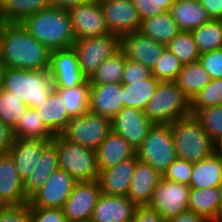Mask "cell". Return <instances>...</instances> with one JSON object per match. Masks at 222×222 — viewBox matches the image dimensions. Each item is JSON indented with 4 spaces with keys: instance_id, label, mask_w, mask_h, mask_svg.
I'll return each instance as SVG.
<instances>
[{
    "instance_id": "6da1fadb",
    "label": "cell",
    "mask_w": 222,
    "mask_h": 222,
    "mask_svg": "<svg viewBox=\"0 0 222 222\" xmlns=\"http://www.w3.org/2000/svg\"><path fill=\"white\" fill-rule=\"evenodd\" d=\"M50 52L21 23L0 22V62L6 68L48 70Z\"/></svg>"
},
{
    "instance_id": "7a4b0ae2",
    "label": "cell",
    "mask_w": 222,
    "mask_h": 222,
    "mask_svg": "<svg viewBox=\"0 0 222 222\" xmlns=\"http://www.w3.org/2000/svg\"><path fill=\"white\" fill-rule=\"evenodd\" d=\"M21 24L50 51L71 48L76 41L68 10L51 6L28 16Z\"/></svg>"
},
{
    "instance_id": "3957f363",
    "label": "cell",
    "mask_w": 222,
    "mask_h": 222,
    "mask_svg": "<svg viewBox=\"0 0 222 222\" xmlns=\"http://www.w3.org/2000/svg\"><path fill=\"white\" fill-rule=\"evenodd\" d=\"M177 157L195 163L217 151V145L194 115L170 123Z\"/></svg>"
},
{
    "instance_id": "277c9868",
    "label": "cell",
    "mask_w": 222,
    "mask_h": 222,
    "mask_svg": "<svg viewBox=\"0 0 222 222\" xmlns=\"http://www.w3.org/2000/svg\"><path fill=\"white\" fill-rule=\"evenodd\" d=\"M3 89L20 97L28 108L36 109L54 89L49 70L5 68Z\"/></svg>"
},
{
    "instance_id": "5b68a950",
    "label": "cell",
    "mask_w": 222,
    "mask_h": 222,
    "mask_svg": "<svg viewBox=\"0 0 222 222\" xmlns=\"http://www.w3.org/2000/svg\"><path fill=\"white\" fill-rule=\"evenodd\" d=\"M153 124H170L191 116L190 100L175 81L160 82L144 109Z\"/></svg>"
},
{
    "instance_id": "8992f818",
    "label": "cell",
    "mask_w": 222,
    "mask_h": 222,
    "mask_svg": "<svg viewBox=\"0 0 222 222\" xmlns=\"http://www.w3.org/2000/svg\"><path fill=\"white\" fill-rule=\"evenodd\" d=\"M52 142L57 147L59 169L65 170L77 182L98 179L99 168L96 151L55 135Z\"/></svg>"
},
{
    "instance_id": "52a82bcc",
    "label": "cell",
    "mask_w": 222,
    "mask_h": 222,
    "mask_svg": "<svg viewBox=\"0 0 222 222\" xmlns=\"http://www.w3.org/2000/svg\"><path fill=\"white\" fill-rule=\"evenodd\" d=\"M135 152L138 160L149 164L163 175L170 164L178 158L170 124H153Z\"/></svg>"
},
{
    "instance_id": "ba28073f",
    "label": "cell",
    "mask_w": 222,
    "mask_h": 222,
    "mask_svg": "<svg viewBox=\"0 0 222 222\" xmlns=\"http://www.w3.org/2000/svg\"><path fill=\"white\" fill-rule=\"evenodd\" d=\"M72 47L76 51L79 68L89 79L107 58L120 49V38L109 32L76 40Z\"/></svg>"
},
{
    "instance_id": "9c48e42d",
    "label": "cell",
    "mask_w": 222,
    "mask_h": 222,
    "mask_svg": "<svg viewBox=\"0 0 222 222\" xmlns=\"http://www.w3.org/2000/svg\"><path fill=\"white\" fill-rule=\"evenodd\" d=\"M111 131V119L89 111L72 118L61 135L71 142L96 150Z\"/></svg>"
},
{
    "instance_id": "30bf717a",
    "label": "cell",
    "mask_w": 222,
    "mask_h": 222,
    "mask_svg": "<svg viewBox=\"0 0 222 222\" xmlns=\"http://www.w3.org/2000/svg\"><path fill=\"white\" fill-rule=\"evenodd\" d=\"M189 192L190 186L161 177L149 205L167 220L188 209Z\"/></svg>"
},
{
    "instance_id": "8fae6325",
    "label": "cell",
    "mask_w": 222,
    "mask_h": 222,
    "mask_svg": "<svg viewBox=\"0 0 222 222\" xmlns=\"http://www.w3.org/2000/svg\"><path fill=\"white\" fill-rule=\"evenodd\" d=\"M101 193L98 179L76 182L62 208L66 221L82 222L91 220Z\"/></svg>"
},
{
    "instance_id": "7c38bea8",
    "label": "cell",
    "mask_w": 222,
    "mask_h": 222,
    "mask_svg": "<svg viewBox=\"0 0 222 222\" xmlns=\"http://www.w3.org/2000/svg\"><path fill=\"white\" fill-rule=\"evenodd\" d=\"M104 22L110 33L119 38L140 30L141 19L132 0H99Z\"/></svg>"
},
{
    "instance_id": "4fadbf2b",
    "label": "cell",
    "mask_w": 222,
    "mask_h": 222,
    "mask_svg": "<svg viewBox=\"0 0 222 222\" xmlns=\"http://www.w3.org/2000/svg\"><path fill=\"white\" fill-rule=\"evenodd\" d=\"M48 70L52 76L54 88H72L88 80L79 68L77 54L73 47L52 50Z\"/></svg>"
},
{
    "instance_id": "5bb4252c",
    "label": "cell",
    "mask_w": 222,
    "mask_h": 222,
    "mask_svg": "<svg viewBox=\"0 0 222 222\" xmlns=\"http://www.w3.org/2000/svg\"><path fill=\"white\" fill-rule=\"evenodd\" d=\"M76 182L65 170H55L43 187L29 200L30 207L62 209Z\"/></svg>"
},
{
    "instance_id": "9a60e30c",
    "label": "cell",
    "mask_w": 222,
    "mask_h": 222,
    "mask_svg": "<svg viewBox=\"0 0 222 222\" xmlns=\"http://www.w3.org/2000/svg\"><path fill=\"white\" fill-rule=\"evenodd\" d=\"M152 125L144 110L132 107H123L112 119V130L121 135L135 151L143 143Z\"/></svg>"
},
{
    "instance_id": "2e32d148",
    "label": "cell",
    "mask_w": 222,
    "mask_h": 222,
    "mask_svg": "<svg viewBox=\"0 0 222 222\" xmlns=\"http://www.w3.org/2000/svg\"><path fill=\"white\" fill-rule=\"evenodd\" d=\"M68 13L76 40L109 33L99 0L73 7Z\"/></svg>"
},
{
    "instance_id": "e0dca14e",
    "label": "cell",
    "mask_w": 222,
    "mask_h": 222,
    "mask_svg": "<svg viewBox=\"0 0 222 222\" xmlns=\"http://www.w3.org/2000/svg\"><path fill=\"white\" fill-rule=\"evenodd\" d=\"M165 48V45L152 40L139 30L120 38V49L126 58L142 63L151 71L155 68Z\"/></svg>"
},
{
    "instance_id": "ac0fdd59",
    "label": "cell",
    "mask_w": 222,
    "mask_h": 222,
    "mask_svg": "<svg viewBox=\"0 0 222 222\" xmlns=\"http://www.w3.org/2000/svg\"><path fill=\"white\" fill-rule=\"evenodd\" d=\"M52 139L14 138L8 153L15 162L20 180L24 183L32 174L45 147Z\"/></svg>"
},
{
    "instance_id": "d6986e66",
    "label": "cell",
    "mask_w": 222,
    "mask_h": 222,
    "mask_svg": "<svg viewBox=\"0 0 222 222\" xmlns=\"http://www.w3.org/2000/svg\"><path fill=\"white\" fill-rule=\"evenodd\" d=\"M0 202L3 206L29 203L25 197L24 183L20 180L9 153L0 154Z\"/></svg>"
},
{
    "instance_id": "ffe728a7",
    "label": "cell",
    "mask_w": 222,
    "mask_h": 222,
    "mask_svg": "<svg viewBox=\"0 0 222 222\" xmlns=\"http://www.w3.org/2000/svg\"><path fill=\"white\" fill-rule=\"evenodd\" d=\"M136 205L127 196L101 193L91 217L92 222H133Z\"/></svg>"
},
{
    "instance_id": "44dd1931",
    "label": "cell",
    "mask_w": 222,
    "mask_h": 222,
    "mask_svg": "<svg viewBox=\"0 0 222 222\" xmlns=\"http://www.w3.org/2000/svg\"><path fill=\"white\" fill-rule=\"evenodd\" d=\"M123 107L122 83L90 85V112L112 120Z\"/></svg>"
},
{
    "instance_id": "7402d4cb",
    "label": "cell",
    "mask_w": 222,
    "mask_h": 222,
    "mask_svg": "<svg viewBox=\"0 0 222 222\" xmlns=\"http://www.w3.org/2000/svg\"><path fill=\"white\" fill-rule=\"evenodd\" d=\"M135 168V155L117 165L99 170L101 192L107 195L127 196Z\"/></svg>"
},
{
    "instance_id": "603a6c76",
    "label": "cell",
    "mask_w": 222,
    "mask_h": 222,
    "mask_svg": "<svg viewBox=\"0 0 222 222\" xmlns=\"http://www.w3.org/2000/svg\"><path fill=\"white\" fill-rule=\"evenodd\" d=\"M161 177L162 175L154 170L152 166L138 160L135 154V168L127 197L135 205L149 204L155 186Z\"/></svg>"
},
{
    "instance_id": "cb8c5ba5",
    "label": "cell",
    "mask_w": 222,
    "mask_h": 222,
    "mask_svg": "<svg viewBox=\"0 0 222 222\" xmlns=\"http://www.w3.org/2000/svg\"><path fill=\"white\" fill-rule=\"evenodd\" d=\"M95 151L99 170L113 167L136 154L128 142L113 130Z\"/></svg>"
},
{
    "instance_id": "d4e9b609",
    "label": "cell",
    "mask_w": 222,
    "mask_h": 222,
    "mask_svg": "<svg viewBox=\"0 0 222 222\" xmlns=\"http://www.w3.org/2000/svg\"><path fill=\"white\" fill-rule=\"evenodd\" d=\"M59 169L56 145L51 141L42 155L30 177L24 182L25 197L29 201L44 185L55 170Z\"/></svg>"
},
{
    "instance_id": "484cf974",
    "label": "cell",
    "mask_w": 222,
    "mask_h": 222,
    "mask_svg": "<svg viewBox=\"0 0 222 222\" xmlns=\"http://www.w3.org/2000/svg\"><path fill=\"white\" fill-rule=\"evenodd\" d=\"M188 210L196 212L209 222H222V202L219 187L190 188Z\"/></svg>"
},
{
    "instance_id": "4316f807",
    "label": "cell",
    "mask_w": 222,
    "mask_h": 222,
    "mask_svg": "<svg viewBox=\"0 0 222 222\" xmlns=\"http://www.w3.org/2000/svg\"><path fill=\"white\" fill-rule=\"evenodd\" d=\"M222 182V154L217 150L209 157L193 163L191 189L219 187Z\"/></svg>"
},
{
    "instance_id": "83f0119b",
    "label": "cell",
    "mask_w": 222,
    "mask_h": 222,
    "mask_svg": "<svg viewBox=\"0 0 222 222\" xmlns=\"http://www.w3.org/2000/svg\"><path fill=\"white\" fill-rule=\"evenodd\" d=\"M170 13L180 31H192L211 20L199 0H176Z\"/></svg>"
},
{
    "instance_id": "f1b7e54d",
    "label": "cell",
    "mask_w": 222,
    "mask_h": 222,
    "mask_svg": "<svg viewBox=\"0 0 222 222\" xmlns=\"http://www.w3.org/2000/svg\"><path fill=\"white\" fill-rule=\"evenodd\" d=\"M35 110L54 135L61 134L72 119L67 113L62 97L54 89Z\"/></svg>"
},
{
    "instance_id": "f546056e",
    "label": "cell",
    "mask_w": 222,
    "mask_h": 222,
    "mask_svg": "<svg viewBox=\"0 0 222 222\" xmlns=\"http://www.w3.org/2000/svg\"><path fill=\"white\" fill-rule=\"evenodd\" d=\"M51 6V0H0V22L21 23L28 16Z\"/></svg>"
},
{
    "instance_id": "4dcf8cb0",
    "label": "cell",
    "mask_w": 222,
    "mask_h": 222,
    "mask_svg": "<svg viewBox=\"0 0 222 222\" xmlns=\"http://www.w3.org/2000/svg\"><path fill=\"white\" fill-rule=\"evenodd\" d=\"M139 31L165 46L180 32L170 11L142 20Z\"/></svg>"
},
{
    "instance_id": "1f68e13d",
    "label": "cell",
    "mask_w": 222,
    "mask_h": 222,
    "mask_svg": "<svg viewBox=\"0 0 222 222\" xmlns=\"http://www.w3.org/2000/svg\"><path fill=\"white\" fill-rule=\"evenodd\" d=\"M211 81L200 61L184 64L175 82L191 101Z\"/></svg>"
},
{
    "instance_id": "d6a6232c",
    "label": "cell",
    "mask_w": 222,
    "mask_h": 222,
    "mask_svg": "<svg viewBox=\"0 0 222 222\" xmlns=\"http://www.w3.org/2000/svg\"><path fill=\"white\" fill-rule=\"evenodd\" d=\"M126 55L119 49L107 58L88 79L90 85L121 84Z\"/></svg>"
},
{
    "instance_id": "836d02e7",
    "label": "cell",
    "mask_w": 222,
    "mask_h": 222,
    "mask_svg": "<svg viewBox=\"0 0 222 222\" xmlns=\"http://www.w3.org/2000/svg\"><path fill=\"white\" fill-rule=\"evenodd\" d=\"M160 81L153 75L146 80L123 84L124 107L144 110L149 99L154 95Z\"/></svg>"
},
{
    "instance_id": "e575fe53",
    "label": "cell",
    "mask_w": 222,
    "mask_h": 222,
    "mask_svg": "<svg viewBox=\"0 0 222 222\" xmlns=\"http://www.w3.org/2000/svg\"><path fill=\"white\" fill-rule=\"evenodd\" d=\"M54 90L62 97L63 104L71 118L89 112V80L72 88H54Z\"/></svg>"
},
{
    "instance_id": "d590c367",
    "label": "cell",
    "mask_w": 222,
    "mask_h": 222,
    "mask_svg": "<svg viewBox=\"0 0 222 222\" xmlns=\"http://www.w3.org/2000/svg\"><path fill=\"white\" fill-rule=\"evenodd\" d=\"M14 138L53 139L55 136L45 125L35 109L28 108L12 129Z\"/></svg>"
},
{
    "instance_id": "8d00e7d4",
    "label": "cell",
    "mask_w": 222,
    "mask_h": 222,
    "mask_svg": "<svg viewBox=\"0 0 222 222\" xmlns=\"http://www.w3.org/2000/svg\"><path fill=\"white\" fill-rule=\"evenodd\" d=\"M201 53L222 49V22L211 19L191 31Z\"/></svg>"
},
{
    "instance_id": "74e56055",
    "label": "cell",
    "mask_w": 222,
    "mask_h": 222,
    "mask_svg": "<svg viewBox=\"0 0 222 222\" xmlns=\"http://www.w3.org/2000/svg\"><path fill=\"white\" fill-rule=\"evenodd\" d=\"M28 105L13 92L2 89L0 91V120L13 129L24 116Z\"/></svg>"
},
{
    "instance_id": "f35d334b",
    "label": "cell",
    "mask_w": 222,
    "mask_h": 222,
    "mask_svg": "<svg viewBox=\"0 0 222 222\" xmlns=\"http://www.w3.org/2000/svg\"><path fill=\"white\" fill-rule=\"evenodd\" d=\"M166 49L180 60L182 65L199 60L200 52L191 31H180L167 45Z\"/></svg>"
},
{
    "instance_id": "ab89813d",
    "label": "cell",
    "mask_w": 222,
    "mask_h": 222,
    "mask_svg": "<svg viewBox=\"0 0 222 222\" xmlns=\"http://www.w3.org/2000/svg\"><path fill=\"white\" fill-rule=\"evenodd\" d=\"M195 118L218 146L222 142V104L199 109Z\"/></svg>"
},
{
    "instance_id": "60d3db41",
    "label": "cell",
    "mask_w": 222,
    "mask_h": 222,
    "mask_svg": "<svg viewBox=\"0 0 222 222\" xmlns=\"http://www.w3.org/2000/svg\"><path fill=\"white\" fill-rule=\"evenodd\" d=\"M222 104V79H211L191 101L190 111L194 115L199 109Z\"/></svg>"
},
{
    "instance_id": "b9f144b4",
    "label": "cell",
    "mask_w": 222,
    "mask_h": 222,
    "mask_svg": "<svg viewBox=\"0 0 222 222\" xmlns=\"http://www.w3.org/2000/svg\"><path fill=\"white\" fill-rule=\"evenodd\" d=\"M182 66L180 60L165 48L152 70V75L160 82L175 81L182 70Z\"/></svg>"
},
{
    "instance_id": "7bdbcfd3",
    "label": "cell",
    "mask_w": 222,
    "mask_h": 222,
    "mask_svg": "<svg viewBox=\"0 0 222 222\" xmlns=\"http://www.w3.org/2000/svg\"><path fill=\"white\" fill-rule=\"evenodd\" d=\"M176 0H132L142 20L170 11Z\"/></svg>"
},
{
    "instance_id": "ee69618b",
    "label": "cell",
    "mask_w": 222,
    "mask_h": 222,
    "mask_svg": "<svg viewBox=\"0 0 222 222\" xmlns=\"http://www.w3.org/2000/svg\"><path fill=\"white\" fill-rule=\"evenodd\" d=\"M192 170L193 163L177 158L170 164L162 178L189 186Z\"/></svg>"
},
{
    "instance_id": "f6af8a7d",
    "label": "cell",
    "mask_w": 222,
    "mask_h": 222,
    "mask_svg": "<svg viewBox=\"0 0 222 222\" xmlns=\"http://www.w3.org/2000/svg\"><path fill=\"white\" fill-rule=\"evenodd\" d=\"M199 61L211 79H222V49L201 53Z\"/></svg>"
},
{
    "instance_id": "bcb514c9",
    "label": "cell",
    "mask_w": 222,
    "mask_h": 222,
    "mask_svg": "<svg viewBox=\"0 0 222 222\" xmlns=\"http://www.w3.org/2000/svg\"><path fill=\"white\" fill-rule=\"evenodd\" d=\"M152 76V71L138 61L126 59L122 84L143 81Z\"/></svg>"
},
{
    "instance_id": "7dc6e473",
    "label": "cell",
    "mask_w": 222,
    "mask_h": 222,
    "mask_svg": "<svg viewBox=\"0 0 222 222\" xmlns=\"http://www.w3.org/2000/svg\"><path fill=\"white\" fill-rule=\"evenodd\" d=\"M30 219L29 203L0 208V222H30Z\"/></svg>"
},
{
    "instance_id": "c3c4849f",
    "label": "cell",
    "mask_w": 222,
    "mask_h": 222,
    "mask_svg": "<svg viewBox=\"0 0 222 222\" xmlns=\"http://www.w3.org/2000/svg\"><path fill=\"white\" fill-rule=\"evenodd\" d=\"M30 222H67L61 208L30 207Z\"/></svg>"
},
{
    "instance_id": "681fc988",
    "label": "cell",
    "mask_w": 222,
    "mask_h": 222,
    "mask_svg": "<svg viewBox=\"0 0 222 222\" xmlns=\"http://www.w3.org/2000/svg\"><path fill=\"white\" fill-rule=\"evenodd\" d=\"M133 222H165L161 214L149 204L136 205Z\"/></svg>"
},
{
    "instance_id": "f907efd6",
    "label": "cell",
    "mask_w": 222,
    "mask_h": 222,
    "mask_svg": "<svg viewBox=\"0 0 222 222\" xmlns=\"http://www.w3.org/2000/svg\"><path fill=\"white\" fill-rule=\"evenodd\" d=\"M13 140L12 129L0 120V154L8 153Z\"/></svg>"
},
{
    "instance_id": "816d5d0a",
    "label": "cell",
    "mask_w": 222,
    "mask_h": 222,
    "mask_svg": "<svg viewBox=\"0 0 222 222\" xmlns=\"http://www.w3.org/2000/svg\"><path fill=\"white\" fill-rule=\"evenodd\" d=\"M211 19L222 18V0H199Z\"/></svg>"
},
{
    "instance_id": "f5cc1de1",
    "label": "cell",
    "mask_w": 222,
    "mask_h": 222,
    "mask_svg": "<svg viewBox=\"0 0 222 222\" xmlns=\"http://www.w3.org/2000/svg\"><path fill=\"white\" fill-rule=\"evenodd\" d=\"M165 222H209L203 216L192 210H185L175 217L165 220Z\"/></svg>"
},
{
    "instance_id": "db71d44e",
    "label": "cell",
    "mask_w": 222,
    "mask_h": 222,
    "mask_svg": "<svg viewBox=\"0 0 222 222\" xmlns=\"http://www.w3.org/2000/svg\"><path fill=\"white\" fill-rule=\"evenodd\" d=\"M95 0H51L52 7L69 10L82 4L90 3Z\"/></svg>"
},
{
    "instance_id": "11a10c76",
    "label": "cell",
    "mask_w": 222,
    "mask_h": 222,
    "mask_svg": "<svg viewBox=\"0 0 222 222\" xmlns=\"http://www.w3.org/2000/svg\"><path fill=\"white\" fill-rule=\"evenodd\" d=\"M5 66L0 62V91L3 89Z\"/></svg>"
},
{
    "instance_id": "9f6ffc18",
    "label": "cell",
    "mask_w": 222,
    "mask_h": 222,
    "mask_svg": "<svg viewBox=\"0 0 222 222\" xmlns=\"http://www.w3.org/2000/svg\"><path fill=\"white\" fill-rule=\"evenodd\" d=\"M217 150L222 154V142L217 146Z\"/></svg>"
},
{
    "instance_id": "6f0895ef",
    "label": "cell",
    "mask_w": 222,
    "mask_h": 222,
    "mask_svg": "<svg viewBox=\"0 0 222 222\" xmlns=\"http://www.w3.org/2000/svg\"><path fill=\"white\" fill-rule=\"evenodd\" d=\"M219 189H220V196H221V202H222V182L220 183Z\"/></svg>"
}]
</instances>
